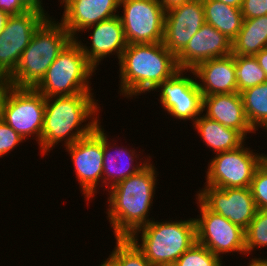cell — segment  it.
Masks as SVG:
<instances>
[{
    "label": "cell",
    "instance_id": "obj_15",
    "mask_svg": "<svg viewBox=\"0 0 267 266\" xmlns=\"http://www.w3.org/2000/svg\"><path fill=\"white\" fill-rule=\"evenodd\" d=\"M205 23L202 0H190L166 11L163 45L177 56Z\"/></svg>",
    "mask_w": 267,
    "mask_h": 266
},
{
    "label": "cell",
    "instance_id": "obj_21",
    "mask_svg": "<svg viewBox=\"0 0 267 266\" xmlns=\"http://www.w3.org/2000/svg\"><path fill=\"white\" fill-rule=\"evenodd\" d=\"M104 132L105 131L103 128V184H105V190H109L119 182L123 181L129 176L138 173L141 169H143L148 164V162L151 161V156H146L147 159H145L144 162L137 163L139 155L141 156V154H136V150L134 149H127V146L126 148H124V146L118 148V146L114 145V143H112V145L114 149L116 148V152H114V154L112 155L111 153L113 152V147L111 143H109V135ZM134 161L137 164L133 165Z\"/></svg>",
    "mask_w": 267,
    "mask_h": 266
},
{
    "label": "cell",
    "instance_id": "obj_8",
    "mask_svg": "<svg viewBox=\"0 0 267 266\" xmlns=\"http://www.w3.org/2000/svg\"><path fill=\"white\" fill-rule=\"evenodd\" d=\"M119 14L127 44L163 41L165 9L159 0H120ZM121 15V16H120Z\"/></svg>",
    "mask_w": 267,
    "mask_h": 266
},
{
    "label": "cell",
    "instance_id": "obj_42",
    "mask_svg": "<svg viewBox=\"0 0 267 266\" xmlns=\"http://www.w3.org/2000/svg\"><path fill=\"white\" fill-rule=\"evenodd\" d=\"M262 129L263 130H267V125L264 128H262ZM262 158H263V162H266L267 163V154L262 153Z\"/></svg>",
    "mask_w": 267,
    "mask_h": 266
},
{
    "label": "cell",
    "instance_id": "obj_9",
    "mask_svg": "<svg viewBox=\"0 0 267 266\" xmlns=\"http://www.w3.org/2000/svg\"><path fill=\"white\" fill-rule=\"evenodd\" d=\"M45 101L46 98L34 88L12 86L4 105L3 121L24 140L33 137L40 146Z\"/></svg>",
    "mask_w": 267,
    "mask_h": 266
},
{
    "label": "cell",
    "instance_id": "obj_1",
    "mask_svg": "<svg viewBox=\"0 0 267 266\" xmlns=\"http://www.w3.org/2000/svg\"><path fill=\"white\" fill-rule=\"evenodd\" d=\"M93 94L46 98L39 147L42 156L47 155L61 141H64L66 147L90 135L101 124L97 115L100 105ZM86 120H89L88 123H85Z\"/></svg>",
    "mask_w": 267,
    "mask_h": 266
},
{
    "label": "cell",
    "instance_id": "obj_14",
    "mask_svg": "<svg viewBox=\"0 0 267 266\" xmlns=\"http://www.w3.org/2000/svg\"><path fill=\"white\" fill-rule=\"evenodd\" d=\"M197 198L211 211L246 230L258 210L249 187L217 188L203 186Z\"/></svg>",
    "mask_w": 267,
    "mask_h": 266
},
{
    "label": "cell",
    "instance_id": "obj_34",
    "mask_svg": "<svg viewBox=\"0 0 267 266\" xmlns=\"http://www.w3.org/2000/svg\"><path fill=\"white\" fill-rule=\"evenodd\" d=\"M12 87L8 80H0V123L4 118V105Z\"/></svg>",
    "mask_w": 267,
    "mask_h": 266
},
{
    "label": "cell",
    "instance_id": "obj_19",
    "mask_svg": "<svg viewBox=\"0 0 267 266\" xmlns=\"http://www.w3.org/2000/svg\"><path fill=\"white\" fill-rule=\"evenodd\" d=\"M193 72L202 96L237 92L234 54L203 61Z\"/></svg>",
    "mask_w": 267,
    "mask_h": 266
},
{
    "label": "cell",
    "instance_id": "obj_41",
    "mask_svg": "<svg viewBox=\"0 0 267 266\" xmlns=\"http://www.w3.org/2000/svg\"><path fill=\"white\" fill-rule=\"evenodd\" d=\"M99 266H116V265L109 258H107Z\"/></svg>",
    "mask_w": 267,
    "mask_h": 266
},
{
    "label": "cell",
    "instance_id": "obj_12",
    "mask_svg": "<svg viewBox=\"0 0 267 266\" xmlns=\"http://www.w3.org/2000/svg\"><path fill=\"white\" fill-rule=\"evenodd\" d=\"M185 71H189L194 77L184 76ZM156 90L160 91L161 107L176 120L194 122L203 113V96L193 70H178L168 80L160 83L154 89Z\"/></svg>",
    "mask_w": 267,
    "mask_h": 266
},
{
    "label": "cell",
    "instance_id": "obj_4",
    "mask_svg": "<svg viewBox=\"0 0 267 266\" xmlns=\"http://www.w3.org/2000/svg\"><path fill=\"white\" fill-rule=\"evenodd\" d=\"M72 39L62 23L46 18L34 31L16 70L7 80L13 87L34 88Z\"/></svg>",
    "mask_w": 267,
    "mask_h": 266
},
{
    "label": "cell",
    "instance_id": "obj_5",
    "mask_svg": "<svg viewBox=\"0 0 267 266\" xmlns=\"http://www.w3.org/2000/svg\"><path fill=\"white\" fill-rule=\"evenodd\" d=\"M151 219L150 223L136 230L129 239L153 266H173L196 243L195 220L170 219L159 222Z\"/></svg>",
    "mask_w": 267,
    "mask_h": 266
},
{
    "label": "cell",
    "instance_id": "obj_32",
    "mask_svg": "<svg viewBox=\"0 0 267 266\" xmlns=\"http://www.w3.org/2000/svg\"><path fill=\"white\" fill-rule=\"evenodd\" d=\"M241 13L244 19L267 15V0H243Z\"/></svg>",
    "mask_w": 267,
    "mask_h": 266
},
{
    "label": "cell",
    "instance_id": "obj_40",
    "mask_svg": "<svg viewBox=\"0 0 267 266\" xmlns=\"http://www.w3.org/2000/svg\"><path fill=\"white\" fill-rule=\"evenodd\" d=\"M9 15L5 12H3L2 10H0V34L2 33V31L4 30L5 27V23L8 19Z\"/></svg>",
    "mask_w": 267,
    "mask_h": 266
},
{
    "label": "cell",
    "instance_id": "obj_23",
    "mask_svg": "<svg viewBox=\"0 0 267 266\" xmlns=\"http://www.w3.org/2000/svg\"><path fill=\"white\" fill-rule=\"evenodd\" d=\"M267 47V15L244 19L242 28L232 41V54L255 56Z\"/></svg>",
    "mask_w": 267,
    "mask_h": 266
},
{
    "label": "cell",
    "instance_id": "obj_18",
    "mask_svg": "<svg viewBox=\"0 0 267 266\" xmlns=\"http://www.w3.org/2000/svg\"><path fill=\"white\" fill-rule=\"evenodd\" d=\"M63 6L61 23L75 39L79 32L118 14L120 0H59Z\"/></svg>",
    "mask_w": 267,
    "mask_h": 266
},
{
    "label": "cell",
    "instance_id": "obj_29",
    "mask_svg": "<svg viewBox=\"0 0 267 266\" xmlns=\"http://www.w3.org/2000/svg\"><path fill=\"white\" fill-rule=\"evenodd\" d=\"M173 266H223V263L222 258L196 242L176 260Z\"/></svg>",
    "mask_w": 267,
    "mask_h": 266
},
{
    "label": "cell",
    "instance_id": "obj_39",
    "mask_svg": "<svg viewBox=\"0 0 267 266\" xmlns=\"http://www.w3.org/2000/svg\"><path fill=\"white\" fill-rule=\"evenodd\" d=\"M232 7L241 8L243 0H217Z\"/></svg>",
    "mask_w": 267,
    "mask_h": 266
},
{
    "label": "cell",
    "instance_id": "obj_26",
    "mask_svg": "<svg viewBox=\"0 0 267 266\" xmlns=\"http://www.w3.org/2000/svg\"><path fill=\"white\" fill-rule=\"evenodd\" d=\"M234 62L238 93L267 81L266 73L255 56L234 55Z\"/></svg>",
    "mask_w": 267,
    "mask_h": 266
},
{
    "label": "cell",
    "instance_id": "obj_30",
    "mask_svg": "<svg viewBox=\"0 0 267 266\" xmlns=\"http://www.w3.org/2000/svg\"><path fill=\"white\" fill-rule=\"evenodd\" d=\"M250 190L253 195L258 210L267 211V163L262 164L256 169L250 184Z\"/></svg>",
    "mask_w": 267,
    "mask_h": 266
},
{
    "label": "cell",
    "instance_id": "obj_35",
    "mask_svg": "<svg viewBox=\"0 0 267 266\" xmlns=\"http://www.w3.org/2000/svg\"><path fill=\"white\" fill-rule=\"evenodd\" d=\"M20 2L29 10L43 14L46 18H50L48 12L44 10L42 0H20ZM46 12V13H45Z\"/></svg>",
    "mask_w": 267,
    "mask_h": 266
},
{
    "label": "cell",
    "instance_id": "obj_37",
    "mask_svg": "<svg viewBox=\"0 0 267 266\" xmlns=\"http://www.w3.org/2000/svg\"><path fill=\"white\" fill-rule=\"evenodd\" d=\"M188 1L190 0H159L165 11L174 8L176 6L183 5L185 2Z\"/></svg>",
    "mask_w": 267,
    "mask_h": 266
},
{
    "label": "cell",
    "instance_id": "obj_31",
    "mask_svg": "<svg viewBox=\"0 0 267 266\" xmlns=\"http://www.w3.org/2000/svg\"><path fill=\"white\" fill-rule=\"evenodd\" d=\"M24 140L17 132H15L8 124L4 121L0 123V158L4 155H8L9 152L13 151L16 146L23 143Z\"/></svg>",
    "mask_w": 267,
    "mask_h": 266
},
{
    "label": "cell",
    "instance_id": "obj_6",
    "mask_svg": "<svg viewBox=\"0 0 267 266\" xmlns=\"http://www.w3.org/2000/svg\"><path fill=\"white\" fill-rule=\"evenodd\" d=\"M95 71L96 69L88 62L78 42L72 39L34 89L45 98L92 93L90 80Z\"/></svg>",
    "mask_w": 267,
    "mask_h": 266
},
{
    "label": "cell",
    "instance_id": "obj_2",
    "mask_svg": "<svg viewBox=\"0 0 267 266\" xmlns=\"http://www.w3.org/2000/svg\"><path fill=\"white\" fill-rule=\"evenodd\" d=\"M156 169L149 161L138 173L107 190L109 205L106 217L114 230L115 238H129L136 230L152 221L149 219V211L158 181Z\"/></svg>",
    "mask_w": 267,
    "mask_h": 266
},
{
    "label": "cell",
    "instance_id": "obj_28",
    "mask_svg": "<svg viewBox=\"0 0 267 266\" xmlns=\"http://www.w3.org/2000/svg\"><path fill=\"white\" fill-rule=\"evenodd\" d=\"M267 247V211L257 210L256 214L245 230L246 254L255 251L257 248ZM256 248V249H255Z\"/></svg>",
    "mask_w": 267,
    "mask_h": 266
},
{
    "label": "cell",
    "instance_id": "obj_25",
    "mask_svg": "<svg viewBox=\"0 0 267 266\" xmlns=\"http://www.w3.org/2000/svg\"><path fill=\"white\" fill-rule=\"evenodd\" d=\"M245 113L251 127L257 131L267 125V81L242 91Z\"/></svg>",
    "mask_w": 267,
    "mask_h": 266
},
{
    "label": "cell",
    "instance_id": "obj_7",
    "mask_svg": "<svg viewBox=\"0 0 267 266\" xmlns=\"http://www.w3.org/2000/svg\"><path fill=\"white\" fill-rule=\"evenodd\" d=\"M208 163L205 185L217 188L250 187L256 169L262 164V153L241 146L215 153Z\"/></svg>",
    "mask_w": 267,
    "mask_h": 266
},
{
    "label": "cell",
    "instance_id": "obj_22",
    "mask_svg": "<svg viewBox=\"0 0 267 266\" xmlns=\"http://www.w3.org/2000/svg\"><path fill=\"white\" fill-rule=\"evenodd\" d=\"M200 115L192 124L205 146L215 153L235 149L246 143V138L236 129L223 126L219 122Z\"/></svg>",
    "mask_w": 267,
    "mask_h": 266
},
{
    "label": "cell",
    "instance_id": "obj_17",
    "mask_svg": "<svg viewBox=\"0 0 267 266\" xmlns=\"http://www.w3.org/2000/svg\"><path fill=\"white\" fill-rule=\"evenodd\" d=\"M230 54H232V41L212 25L204 23L176 56V60L179 69L193 70L203 61Z\"/></svg>",
    "mask_w": 267,
    "mask_h": 266
},
{
    "label": "cell",
    "instance_id": "obj_3",
    "mask_svg": "<svg viewBox=\"0 0 267 266\" xmlns=\"http://www.w3.org/2000/svg\"><path fill=\"white\" fill-rule=\"evenodd\" d=\"M118 64L120 95L128 99L154 91L180 70L176 56L162 42L127 44Z\"/></svg>",
    "mask_w": 267,
    "mask_h": 266
},
{
    "label": "cell",
    "instance_id": "obj_36",
    "mask_svg": "<svg viewBox=\"0 0 267 266\" xmlns=\"http://www.w3.org/2000/svg\"><path fill=\"white\" fill-rule=\"evenodd\" d=\"M255 58L260 67L265 71L267 76V47L255 55Z\"/></svg>",
    "mask_w": 267,
    "mask_h": 266
},
{
    "label": "cell",
    "instance_id": "obj_10",
    "mask_svg": "<svg viewBox=\"0 0 267 266\" xmlns=\"http://www.w3.org/2000/svg\"><path fill=\"white\" fill-rule=\"evenodd\" d=\"M199 218H194L196 242L205 246L214 255L241 253L246 255L245 230L220 214L209 210L197 197Z\"/></svg>",
    "mask_w": 267,
    "mask_h": 266
},
{
    "label": "cell",
    "instance_id": "obj_33",
    "mask_svg": "<svg viewBox=\"0 0 267 266\" xmlns=\"http://www.w3.org/2000/svg\"><path fill=\"white\" fill-rule=\"evenodd\" d=\"M0 10L9 16L20 15L29 11L20 0H0Z\"/></svg>",
    "mask_w": 267,
    "mask_h": 266
},
{
    "label": "cell",
    "instance_id": "obj_11",
    "mask_svg": "<svg viewBox=\"0 0 267 266\" xmlns=\"http://www.w3.org/2000/svg\"><path fill=\"white\" fill-rule=\"evenodd\" d=\"M65 150L73 161L85 201H89L103 184V126L99 125L90 135L66 146Z\"/></svg>",
    "mask_w": 267,
    "mask_h": 266
},
{
    "label": "cell",
    "instance_id": "obj_24",
    "mask_svg": "<svg viewBox=\"0 0 267 266\" xmlns=\"http://www.w3.org/2000/svg\"><path fill=\"white\" fill-rule=\"evenodd\" d=\"M205 23L212 25L233 41L243 24L241 8L232 7L217 0H202Z\"/></svg>",
    "mask_w": 267,
    "mask_h": 266
},
{
    "label": "cell",
    "instance_id": "obj_27",
    "mask_svg": "<svg viewBox=\"0 0 267 266\" xmlns=\"http://www.w3.org/2000/svg\"><path fill=\"white\" fill-rule=\"evenodd\" d=\"M116 245L108 258L116 266H153L129 238H115Z\"/></svg>",
    "mask_w": 267,
    "mask_h": 266
},
{
    "label": "cell",
    "instance_id": "obj_38",
    "mask_svg": "<svg viewBox=\"0 0 267 266\" xmlns=\"http://www.w3.org/2000/svg\"><path fill=\"white\" fill-rule=\"evenodd\" d=\"M251 261L248 263V266H267V259L266 258H257L254 257V259H250Z\"/></svg>",
    "mask_w": 267,
    "mask_h": 266
},
{
    "label": "cell",
    "instance_id": "obj_13",
    "mask_svg": "<svg viewBox=\"0 0 267 266\" xmlns=\"http://www.w3.org/2000/svg\"><path fill=\"white\" fill-rule=\"evenodd\" d=\"M45 19L43 14L36 11L8 17L0 34V80H7L14 73L23 50Z\"/></svg>",
    "mask_w": 267,
    "mask_h": 266
},
{
    "label": "cell",
    "instance_id": "obj_20",
    "mask_svg": "<svg viewBox=\"0 0 267 266\" xmlns=\"http://www.w3.org/2000/svg\"><path fill=\"white\" fill-rule=\"evenodd\" d=\"M202 111L210 119L223 126L238 130L246 139L248 133H256L251 127L243 106L241 94H215L203 96Z\"/></svg>",
    "mask_w": 267,
    "mask_h": 266
},
{
    "label": "cell",
    "instance_id": "obj_16",
    "mask_svg": "<svg viewBox=\"0 0 267 266\" xmlns=\"http://www.w3.org/2000/svg\"><path fill=\"white\" fill-rule=\"evenodd\" d=\"M91 29L93 31L92 33L90 32V47L78 40V37L75 38L82 52L86 55L88 62L97 70L101 60L103 61L104 58L109 57L111 54L116 55L120 60L123 51L127 47V42L119 15L89 26L82 32L88 30L89 33Z\"/></svg>",
    "mask_w": 267,
    "mask_h": 266
}]
</instances>
